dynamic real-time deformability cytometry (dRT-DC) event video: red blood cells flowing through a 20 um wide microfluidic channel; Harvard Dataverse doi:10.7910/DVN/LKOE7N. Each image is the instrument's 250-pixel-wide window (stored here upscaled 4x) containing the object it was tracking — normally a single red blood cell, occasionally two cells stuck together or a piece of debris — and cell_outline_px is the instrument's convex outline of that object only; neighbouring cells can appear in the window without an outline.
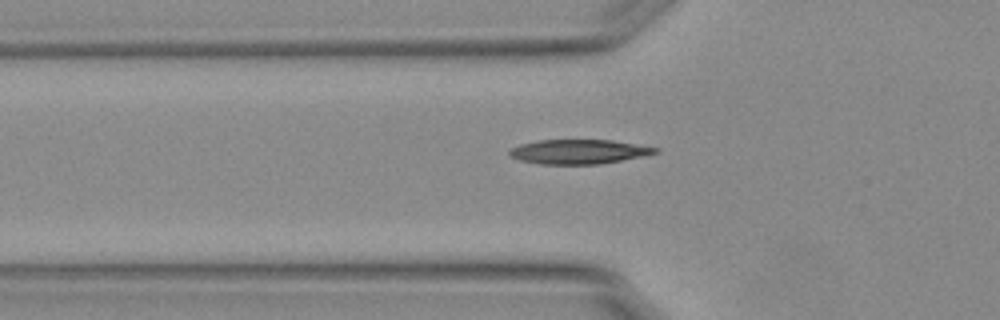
{"species": "Egyptian fruit bat (a non-hibernating species)", "species_latin": "Rousettus aegyptiacus", "temperature_condition": "warm", "stored_images_in_passage": 11, "camera_frame_rate_fps": 3000, "um_per_image_px": 0.085, "animal": {"sex": "female"}, "frame": {"image": 1, "passage_image": 2, "time_ms": 0.333, "image_size_px": [1000, 320], "cell_outline_px": [[660, 152], [600, 164], [540, 164], [520, 160], [512, 156], [508, 152], [512, 148], [520, 144], [536, 140], [612, 140], [660, 148]], "centroid_in_image_um": [49.19, 12.88], "position_along_channel_um": 76.6, "area_um2": 20.58}}
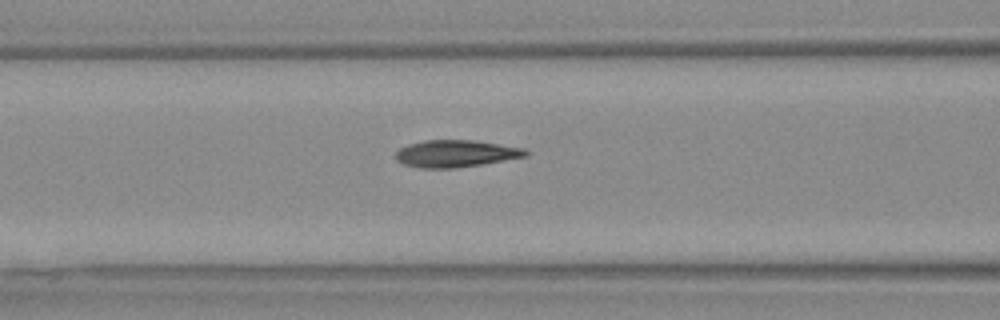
{"frame": {"image": 2, "passage_image": 6, "time_ms": 1.667, "image_size_px": [1000, 320], "cell_outline_px": [[528, 156], [480, 164], [452, 168], [420, 168], [404, 164], [396, 160], [396, 152], [400, 148], [408, 144], [424, 140], [476, 140], [524, 148], [528, 152]], "centroid_in_image_um": [38.73, 13.04], "position_along_channel_um": 127.9, "area_um2": 20.4}}